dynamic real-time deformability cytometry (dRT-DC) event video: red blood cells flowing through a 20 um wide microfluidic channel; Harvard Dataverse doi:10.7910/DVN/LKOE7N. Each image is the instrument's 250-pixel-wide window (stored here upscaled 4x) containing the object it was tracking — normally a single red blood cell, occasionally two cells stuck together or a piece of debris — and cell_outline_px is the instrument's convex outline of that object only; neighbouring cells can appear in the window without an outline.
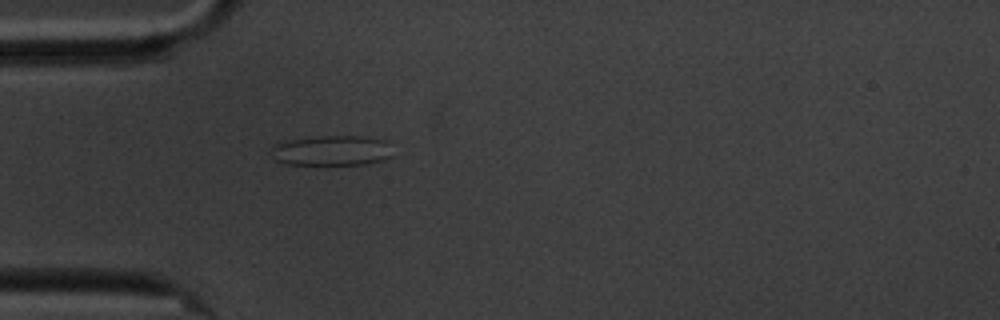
{"species": "common noctule bat (a hibernating species)", "species_latin": "Nyctalus noctula", "temperature_condition": "cold", "stored_images_in_passage": 26, "camera_frame_rate_fps": 3000, "um_per_image_px": 0.085, "animal": {"sex": "male", "body_mass_g": 20.1, "forearm_length_mm": 53.5}, "frame": {"image": 1, "passage_image": 1, "time_ms": 0.0, "image_size_px": [1000, 320], "cell_outline_px": [[392, 156], [384, 160], [364, 164], [284, 164], [276, 160], [272, 156], [272, 144], [280, 140], [316, 136], [360, 136], [388, 140]], "centroid_in_image_um": [28.16, 12.78], "position_along_channel_um": 56.8, "area_um2": 21.73}}
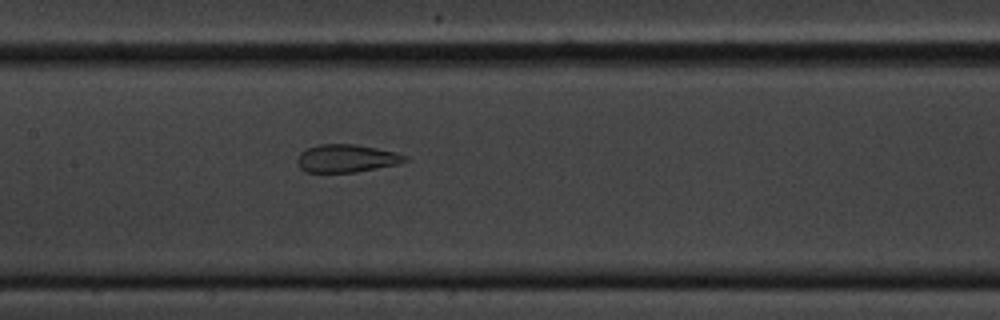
{"frame": {"image": 2, "passage_image": 12, "time_ms": 3.667, "image_size_px": [1000, 320], "cell_outline_px": [[408, 160], [400, 164], [356, 172], [308, 172], [300, 168], [296, 160], [300, 152], [316, 144], [356, 144], [396, 152], [408, 156]], "centroid_in_image_um": [29.47, 13.46], "position_along_channel_um": 177.9, "area_um2": 17.63}}
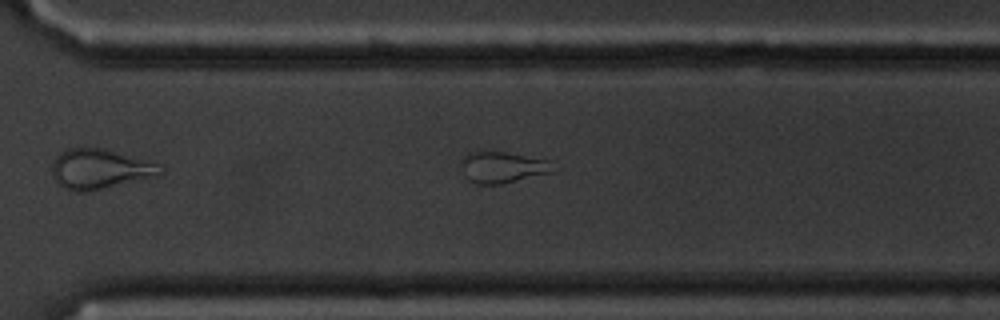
{"frame": {"image": 3, "passage_image": 21, "time_ms": 6.667, "image_size_px": [1000, 320], "cell_outline_px": [[552, 172], [500, 184], [476, 184], [468, 180], [464, 176], [460, 164], [460, 160], [468, 152], [504, 152], [552, 160]], "centroid_in_image_um": [42.67, 14.21], "position_along_channel_um": 327.9, "area_um2": 16.7}}